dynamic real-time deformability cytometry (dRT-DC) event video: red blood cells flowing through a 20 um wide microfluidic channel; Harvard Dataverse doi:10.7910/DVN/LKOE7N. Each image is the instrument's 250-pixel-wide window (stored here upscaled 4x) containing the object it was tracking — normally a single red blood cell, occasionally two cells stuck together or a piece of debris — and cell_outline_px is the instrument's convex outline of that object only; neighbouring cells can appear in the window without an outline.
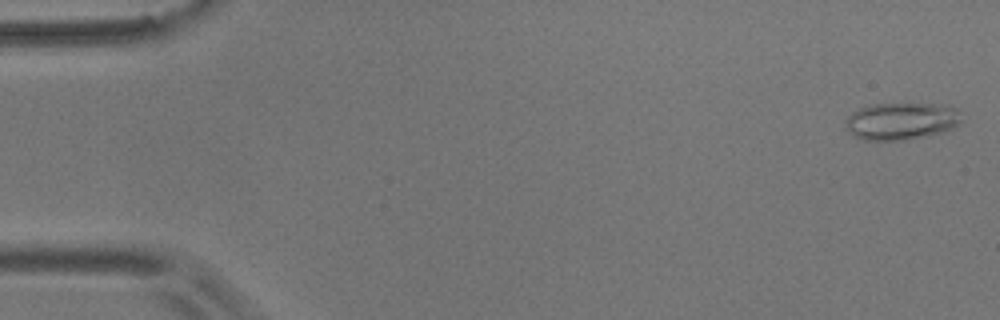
{"species": "common noctule bat (a hibernating species)", "species_latin": "Nyctalus noctula", "temperature_condition": "room temperature", "stored_images_in_passage": 53, "camera_frame_rate_fps": 3000, "um_per_image_px": 0.085, "animal": {"sex": "male", "body_mass_g": 17.9}, "frame": {"image": 1, "passage_image": 1, "time_ms": 0.0, "image_size_px": [1000, 320], "cell_outline_px": [[960, 124], [944, 132], [904, 140], [864, 140], [856, 136], [844, 124], [844, 120], [852, 112], [868, 104], [948, 104], [956, 108], [960, 112]], "centroid_in_image_um": [76.64, 10.28], "position_along_channel_um": 8.4, "area_um2": 25.2}}
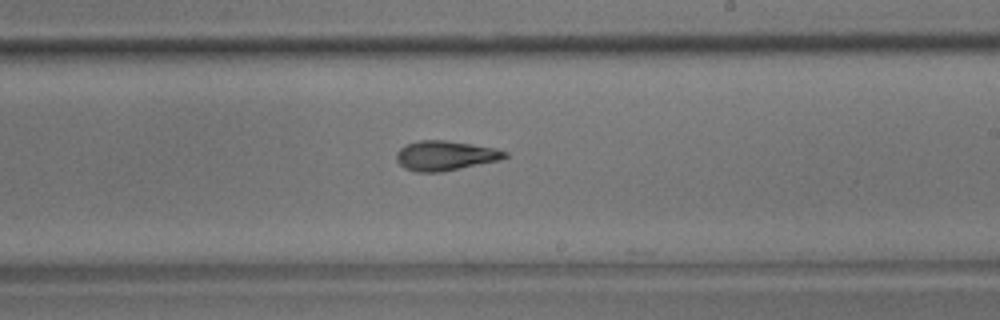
{"frame": {"image": 2, "passage_image": 32, "time_ms": 10.333, "image_size_px": [1000, 320], "cell_outline_px": [[508, 156], [500, 160], [440, 172], [416, 172], [404, 168], [396, 160], [396, 152], [400, 148], [408, 144], [420, 140], [444, 140], [472, 144], [496, 148], [508, 152]], "centroid_in_image_um": [37.85, 13.23], "position_along_channel_um": 251.2, "area_um2": 18.73}}
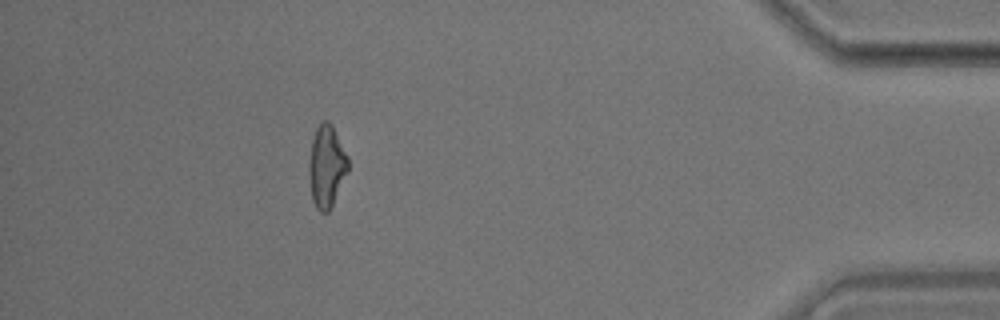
{"frame": {"image": 3, "passage_image": 49, "time_ms": 16.0, "image_size_px": [1000, 320], "cell_outline_px": [[348, 172], [328, 212], [320, 212], [316, 208], [312, 200], [308, 172], [308, 160], [312, 140], [316, 128], [324, 120], [328, 120], [332, 124], [348, 156]], "centroid_in_image_um": [27.74, 14.12], "position_along_channel_um": 407.5, "area_um2": 18.79}, "authors_computed_cell_mechanics": {"area_um2": 18.9584, "velocity_mm_per_s": 3.6584, "shape_relaxation_time_tau1_ms": 9.1922, "shape_relaxation_time_tau2_ms": 2.8366, "deformation_change_tau1": 0.244, "deformation_change_tau2": 0.1163}}